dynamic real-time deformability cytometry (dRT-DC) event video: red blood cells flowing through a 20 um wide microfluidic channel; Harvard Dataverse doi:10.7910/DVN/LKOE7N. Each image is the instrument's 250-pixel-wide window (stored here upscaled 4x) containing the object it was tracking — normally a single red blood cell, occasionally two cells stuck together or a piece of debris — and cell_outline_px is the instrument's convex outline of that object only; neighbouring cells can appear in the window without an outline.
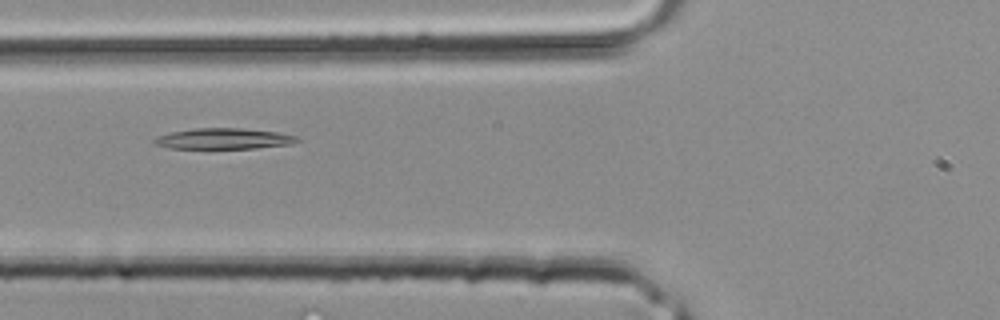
{"species": "common noctule bat (a hibernating species)", "species_latin": "Nyctalus noctula", "temperature_condition": "room temperature", "stored_images_in_passage": 7, "segment_of_instrument_passage": [2, 2], "camera_frame_rate_fps": 3000, "um_per_image_px": 0.085, "animal": {"sex": "male", "body_mass_g": 20.4}, "frame": {"image": 1, "passage_image": 7, "time_ms": 2.0, "image_size_px": [1000, 320], "cell_outline_px": [[300, 140], [288, 144], [256, 148], [172, 148], [156, 144], [152, 140], [156, 136], [172, 132], [196, 128], [240, 128], [276, 132], [300, 136]], "centroid_in_image_um": [19.03, 11.78], "position_along_channel_um": 106.8, "area_um2": 17.11}}